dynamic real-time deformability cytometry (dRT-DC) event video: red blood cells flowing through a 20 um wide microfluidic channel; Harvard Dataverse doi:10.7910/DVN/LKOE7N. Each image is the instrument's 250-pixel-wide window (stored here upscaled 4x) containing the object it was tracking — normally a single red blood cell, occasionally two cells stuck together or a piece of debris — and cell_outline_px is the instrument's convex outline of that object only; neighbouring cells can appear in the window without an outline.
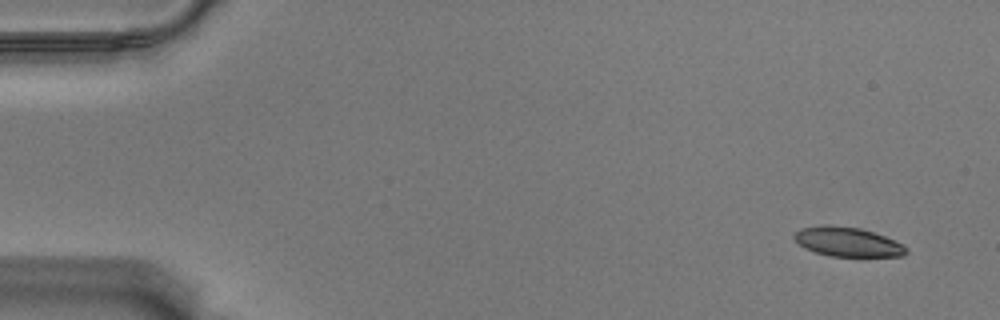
{"species": "Egyptian fruit bat (a non-hibernating species)", "species_latin": "Rousettus aegyptiacus", "temperature_condition": "warm", "stored_images_in_passage": 55, "camera_frame_rate_fps": 3000, "um_per_image_px": 0.085, "animal": {"sex": "male"}, "frame": {"image": 1, "passage_image": 1, "time_ms": 0.0, "image_size_px": [1000, 320], "cell_outline_px": [[908, 252], [904, 256], [828, 256], [804, 248], [792, 236], [800, 228], [824, 224], [832, 224], [860, 228], [884, 236], [904, 244], [908, 248]], "centroid_in_image_um": [72.05, 20.55], "position_along_channel_um": 13.0, "area_um2": 19.31}}
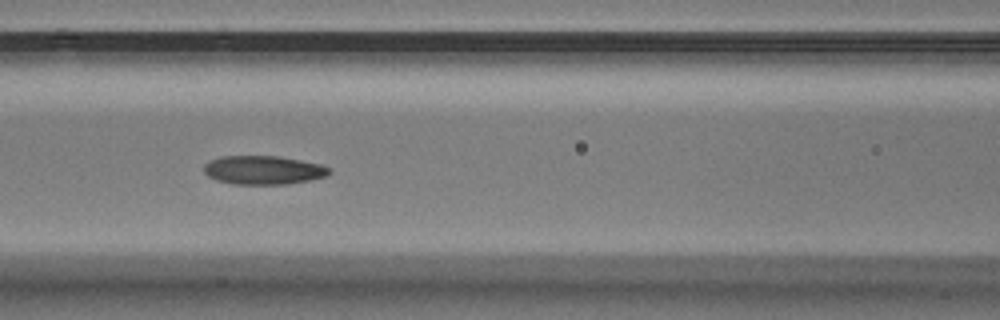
{"frame": {"image": 2, "passage_image": 23, "time_ms": 7.333, "image_size_px": [1000, 320], "cell_outline_px": [[332, 172], [328, 176], [312, 180], [288, 184], [232, 184], [216, 180], [208, 176], [204, 172], [204, 164], [208, 160], [220, 156], [276, 156], [300, 160], [320, 164], [328, 168]], "centroid_in_image_um": [22.37, 14.46], "position_along_channel_um": 144.2, "area_um2": 21.15}}
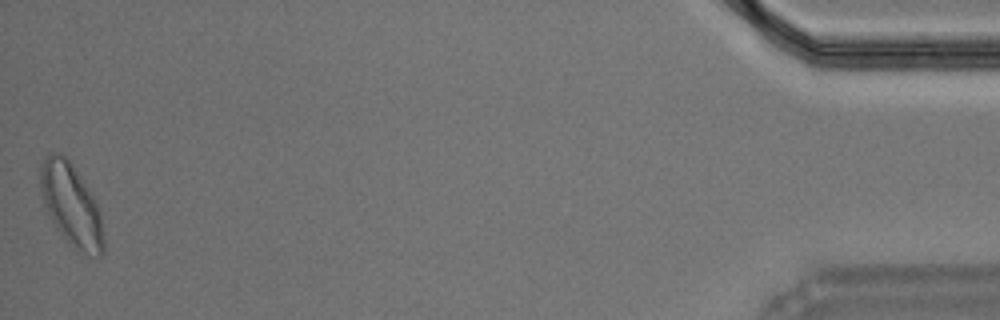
{"frame": {"image": 3, "passage_image": 55, "time_ms": 18.0, "image_size_px": [1000, 320], "cell_outline_px": [[104, 252], [100, 256], [76, 252], [64, 240], [56, 228], [44, 204], [40, 188], [40, 168], [48, 152], [60, 152], [72, 164], [92, 196], [100, 212], [104, 236]], "centroid_in_image_um": [6.05, 17.47], "position_along_channel_um": 429.1, "area_um2": 30.23}, "authors_computed_cell_mechanics": {"area_um2": 21.1548, "velocity_mm_per_s": 3.5135, "shape_relaxation_time_tau1_ms": 11.2227, "shape_relaxation_time_tau2_ms": 3.0308, "deformation_change_tau1": 0.2232, "deformation_change_tau2": 0.0845}}